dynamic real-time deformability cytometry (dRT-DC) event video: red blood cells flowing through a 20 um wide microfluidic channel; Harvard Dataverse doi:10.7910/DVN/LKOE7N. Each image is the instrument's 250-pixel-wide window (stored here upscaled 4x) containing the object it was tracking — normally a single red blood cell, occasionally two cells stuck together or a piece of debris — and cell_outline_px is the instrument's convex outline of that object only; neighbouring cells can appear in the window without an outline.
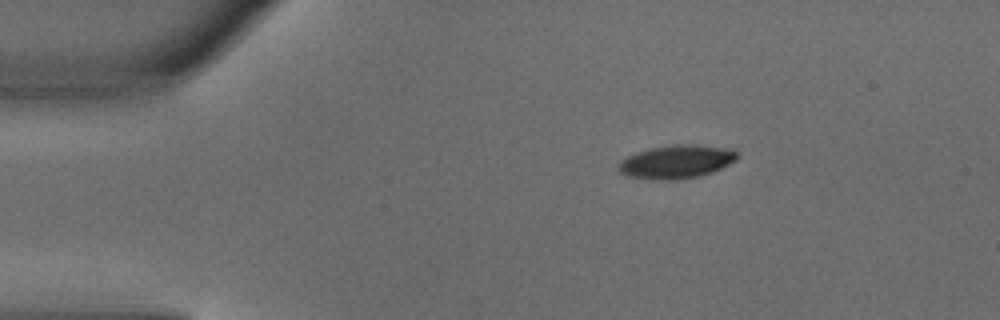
{"species": "common noctule bat (a hibernating species)", "species_latin": "Nyctalus noctula", "temperature_condition": "warm", "stored_images_in_passage": 2, "camera_frame_rate_fps": 3000, "um_per_image_px": 0.085, "animal": {"sex": "male", "body_mass_g": 18.8}, "frame": {"image": 1, "passage_image": 2, "time_ms": 0.333, "image_size_px": [1000, 320], "cell_outline_px": [[740, 156], [736, 160], [712, 172], [700, 176], [680, 180], [652, 180], [628, 176], [620, 172], [620, 160], [636, 152], [652, 148], [676, 144], [696, 144], [732, 148]], "centroid_in_image_um": [57.54, 13.75], "position_along_channel_um": 27.5, "area_um2": 23.24}}